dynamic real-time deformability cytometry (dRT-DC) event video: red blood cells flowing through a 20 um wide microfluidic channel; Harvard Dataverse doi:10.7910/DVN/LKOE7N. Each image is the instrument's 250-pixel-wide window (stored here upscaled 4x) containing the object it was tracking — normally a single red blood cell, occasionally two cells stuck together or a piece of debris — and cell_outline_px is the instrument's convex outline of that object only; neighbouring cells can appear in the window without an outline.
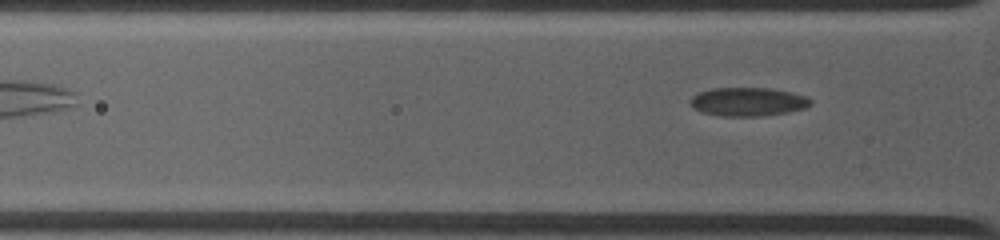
{"species": "common noctule bat (a hibernating species)", "species_latin": "Nyctalus noctula", "temperature_condition": "warm", "stored_images_in_passage": 4, "segment_of_instrument_passage": [2, 2], "camera_frame_rate_fps": 4500, "um_per_image_px": 0.085, "animal": {"sex": "female", "body_mass_g": 19.0, "forearm_length_mm": 53.3}, "frame": {"image": 1, "passage_image": 4, "time_ms": 2.0, "image_size_px": [1000, 240], "cell_outline_px": [[812, 104], [804, 108], [788, 112], [760, 116], [720, 116], [700, 112], [692, 108], [688, 104], [688, 100], [692, 96], [700, 92], [712, 88], [768, 88], [788, 92], [804, 96], [812, 100]], "centroid_in_image_um": [63.5, 8.66], "position_along_channel_um": 62.3, "area_um2": 20.11}}